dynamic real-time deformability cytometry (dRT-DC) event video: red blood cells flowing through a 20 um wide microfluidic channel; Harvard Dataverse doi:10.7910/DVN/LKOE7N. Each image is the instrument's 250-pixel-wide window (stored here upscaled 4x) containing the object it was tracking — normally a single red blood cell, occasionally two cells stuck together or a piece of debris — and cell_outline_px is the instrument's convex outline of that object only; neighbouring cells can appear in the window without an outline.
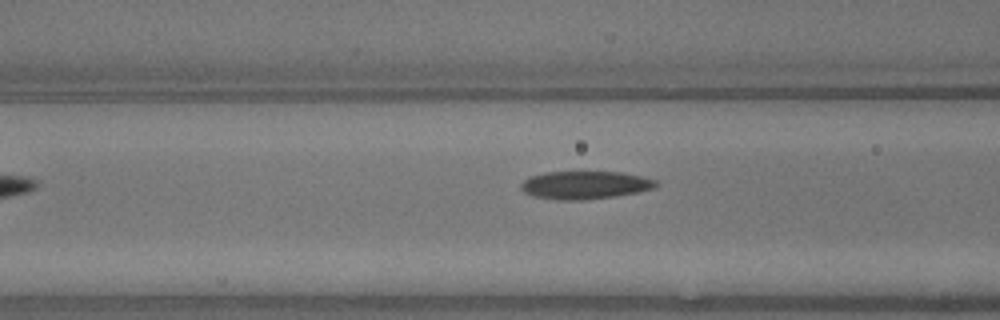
{"species": "common noctule bat (a hibernating species)", "species_latin": "Nyctalus noctula", "temperature_condition": "warm", "stored_images_in_passage": 5, "segment_of_instrument_passage": [2, 2], "camera_frame_rate_fps": 3000, "um_per_image_px": 0.085, "animal": {"sex": "male", "body_mass_g": 13.3}, "frame": {"image": 1, "passage_image": 5, "time_ms": 1.333, "image_size_px": [1000, 320], "cell_outline_px": [[656, 184], [652, 188], [636, 192], [616, 196], [584, 200], [556, 200], [532, 196], [524, 192], [520, 188], [520, 184], [524, 180], [532, 176], [544, 172], [620, 172], [640, 176], [656, 180]], "centroid_in_image_um": [49.65, 15.73], "position_along_channel_um": 116.9, "area_um2": 21.85}}